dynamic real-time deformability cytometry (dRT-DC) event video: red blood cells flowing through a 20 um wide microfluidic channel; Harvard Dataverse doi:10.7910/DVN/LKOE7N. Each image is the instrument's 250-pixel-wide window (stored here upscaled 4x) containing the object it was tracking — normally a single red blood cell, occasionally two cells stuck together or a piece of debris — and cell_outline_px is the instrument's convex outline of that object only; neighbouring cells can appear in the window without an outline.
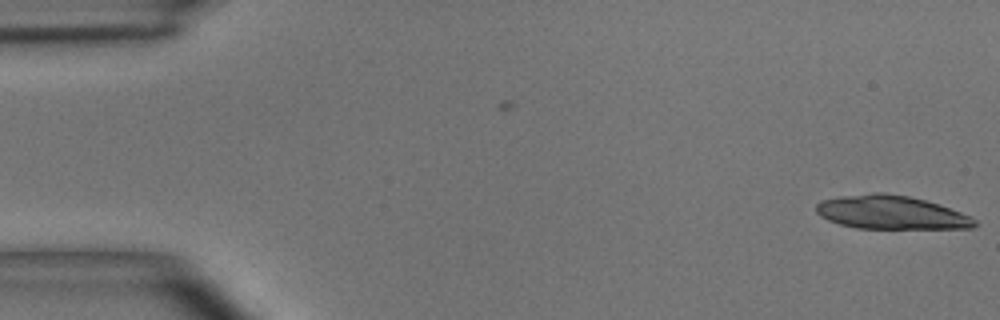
{"species": "common noctule bat (a hibernating species)", "species_latin": "Nyctalus noctula", "temperature_condition": "room temperature", "stored_images_in_passage": 2, "camera_frame_rate_fps": 3000, "um_per_image_px": 0.085, "animal": {"sex": "male", "body_mass_g": 15.6}, "frame": {"image": 1, "passage_image": 2, "time_ms": 0.333, "image_size_px": [1000, 320], "cell_outline_px": [[980, 224], [972, 228], [856, 228], [840, 224], [828, 220], [820, 216], [816, 212], [816, 204], [820, 200], [840, 196], [876, 192], [884, 192], [908, 196], [924, 200], [972, 216]], "centroid_in_image_um": [75.72, 18.05], "position_along_channel_um": 9.3, "area_um2": 30.92}}